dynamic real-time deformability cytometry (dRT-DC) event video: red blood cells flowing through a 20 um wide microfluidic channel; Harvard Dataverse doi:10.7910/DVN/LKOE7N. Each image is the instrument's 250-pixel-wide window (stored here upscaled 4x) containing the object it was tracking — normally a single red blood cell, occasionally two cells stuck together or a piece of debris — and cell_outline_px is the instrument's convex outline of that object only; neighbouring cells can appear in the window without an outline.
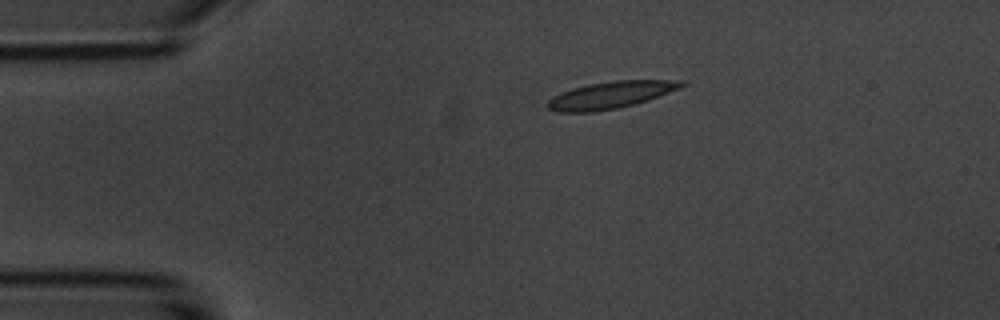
{"species": "common noctule bat (a hibernating species)", "species_latin": "Nyctalus noctula", "temperature_condition": "room temperature", "stored_images_in_passage": 4, "camera_frame_rate_fps": 3000, "um_per_image_px": 0.085, "animal": {"sex": "male", "body_mass_g": 20.1, "forearm_length_mm": 53.5}, "frame": {"image": 1, "passage_image": 1, "time_ms": 0.0, "image_size_px": [1000, 320], "cell_outline_px": [[684, 84], [680, 88], [648, 100], [616, 108], [592, 112], [556, 112], [548, 108], [548, 100], [552, 96], [560, 92], [572, 88], [588, 84], [616, 80], [684, 80]], "centroid_in_image_um": [51.87, 8.07], "position_along_channel_um": 33.1, "area_um2": 20.92}}
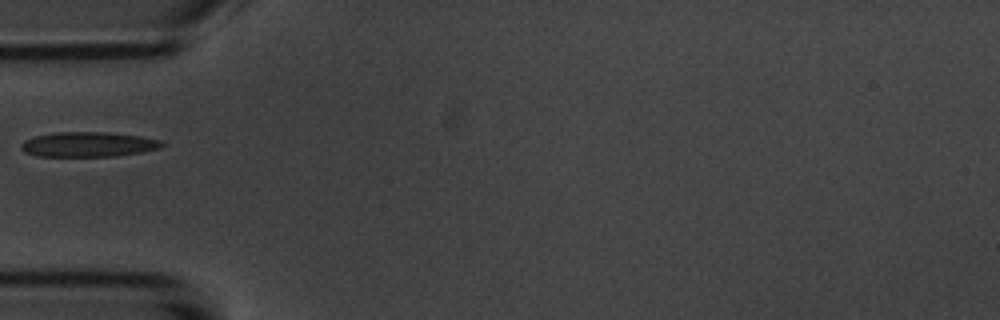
{"frame": {"image": 2, "passage_image": 3, "time_ms": 2.333, "image_size_px": [1000, 320], "cell_outline_px": [[164, 144], [160, 148], [140, 152], [116, 156], [36, 156], [24, 152], [20, 148], [20, 144], [24, 140], [36, 136], [56, 132], [108, 132], [140, 136], [160, 140]], "centroid_in_image_um": [7.47, 12.27], "position_along_channel_um": 77.5, "area_um2": 20.4}}